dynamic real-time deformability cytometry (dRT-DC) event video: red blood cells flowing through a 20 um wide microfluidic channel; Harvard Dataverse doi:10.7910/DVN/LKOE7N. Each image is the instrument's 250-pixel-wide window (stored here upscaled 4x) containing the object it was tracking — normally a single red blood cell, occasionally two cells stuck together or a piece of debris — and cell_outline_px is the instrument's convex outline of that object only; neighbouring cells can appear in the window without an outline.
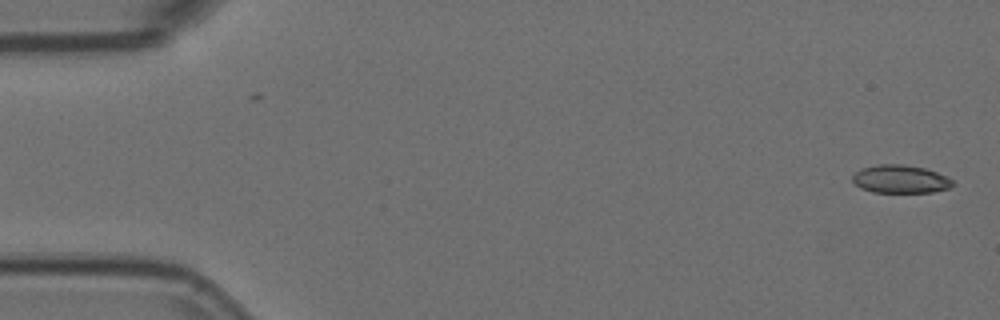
{"species": "Egyptian fruit bat (a non-hibernating species)", "species_latin": "Rousettus aegyptiacus", "temperature_condition": "room temperature", "stored_images_in_passage": 53, "camera_frame_rate_fps": 3000, "um_per_image_px": 0.085, "animal": {"sex": "female"}, "frame": {"image": 1, "passage_image": 1, "time_ms": 0.0, "image_size_px": [1000, 320], "cell_outline_px": [[956, 184], [948, 188], [932, 192], [872, 192], [860, 188], [852, 180], [852, 176], [860, 168], [876, 164], [904, 164], [924, 168], [948, 176]], "centroid_in_image_um": [76.53, 15.21], "position_along_channel_um": 8.5, "area_um2": 16.53}}
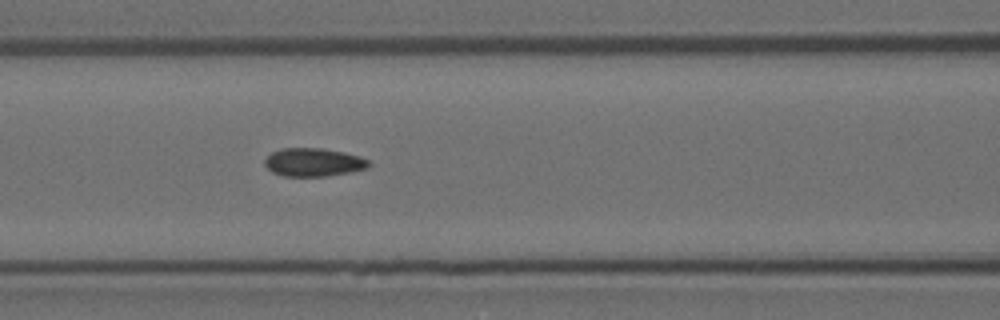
{"frame": {"image": 2, "passage_image": 23, "time_ms": 7.333, "image_size_px": [1000, 320], "cell_outline_px": [[372, 164], [368, 168], [352, 172], [328, 176], [284, 176], [272, 172], [264, 164], [264, 160], [272, 152], [280, 148], [320, 148], [344, 152], [360, 156], [368, 160]], "centroid_in_image_um": [26.67, 13.79], "position_along_channel_um": 139.9, "area_um2": 17.28}}
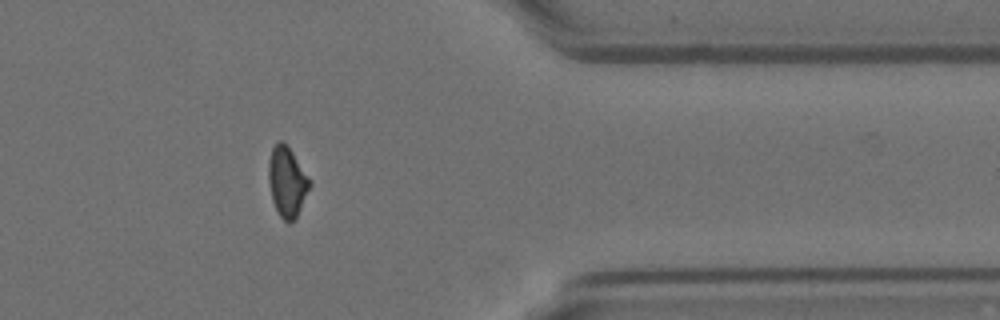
{"frame": {"image": 3, "passage_image": 45, "time_ms": 14.667, "image_size_px": [1000, 320], "cell_outline_px": [[312, 184], [296, 216], [288, 224], [280, 216], [272, 200], [268, 180], [268, 164], [272, 148], [280, 140], [292, 152], [312, 180]], "centroid_in_image_um": [24.41, 15.46], "position_along_channel_um": 387.0, "area_um2": 16.59}}